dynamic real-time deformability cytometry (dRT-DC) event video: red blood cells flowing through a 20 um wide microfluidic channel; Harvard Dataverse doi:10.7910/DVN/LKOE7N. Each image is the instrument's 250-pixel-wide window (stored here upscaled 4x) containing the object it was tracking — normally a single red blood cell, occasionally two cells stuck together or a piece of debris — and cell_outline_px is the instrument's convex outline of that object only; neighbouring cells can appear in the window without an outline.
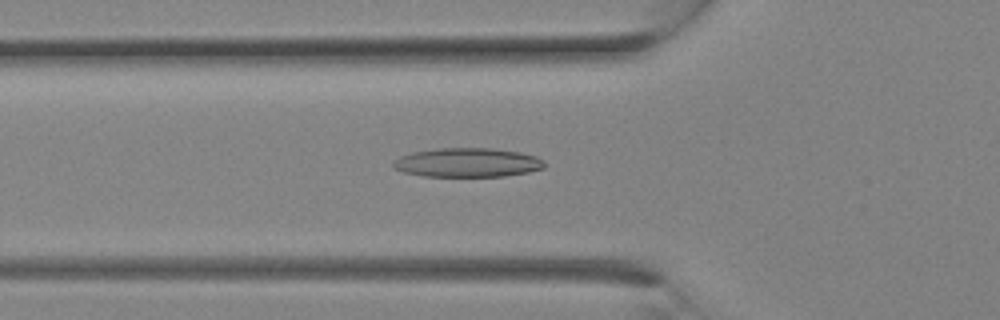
{"species": "Egyptian fruit bat (a non-hibernating species)", "species_latin": "Rousettus aegyptiacus", "temperature_condition": "room temperature", "stored_images_in_passage": 14, "camera_frame_rate_fps": 3000, "um_per_image_px": 0.085, "animal": {"sex": "female"}, "frame": {"image": 1, "passage_image": 10, "time_ms": 3.0, "image_size_px": [1000, 320], "cell_outline_px": [[544, 168], [528, 172], [504, 176], [424, 176], [404, 172], [392, 168], [392, 160], [400, 156], [412, 152], [440, 148], [492, 148], [520, 152], [536, 156], [544, 160]], "centroid_in_image_um": [39.71, 13.81], "position_along_channel_um": 86.1, "area_um2": 25.72}}
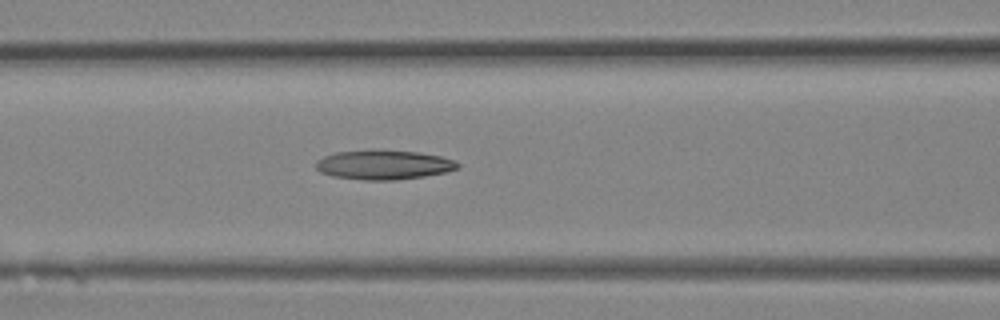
{"frame": {"image": 2, "passage_image": 12, "time_ms": 3.667, "image_size_px": [1000, 320], "cell_outline_px": [[460, 168], [448, 172], [424, 176], [396, 180], [364, 180], [332, 176], [320, 172], [316, 168], [316, 160], [324, 156], [336, 152], [416, 152], [440, 156], [456, 160], [460, 164]], "centroid_in_image_um": [32.66, 14.05], "position_along_channel_um": 133.9, "area_um2": 23.7}}
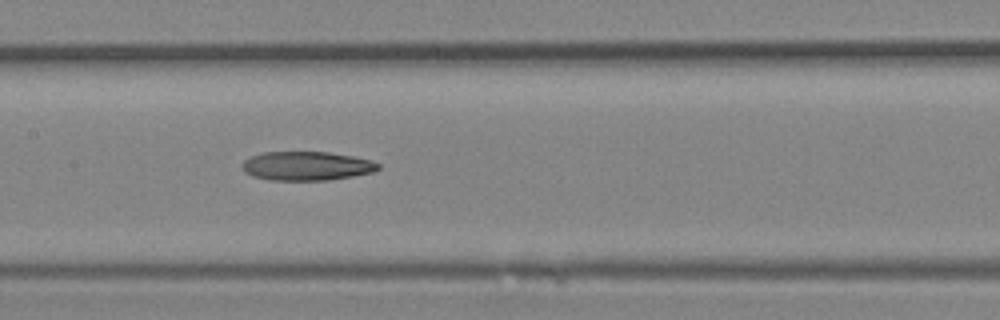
{"frame": {"image": 3, "passage_image": 14, "time_ms": 4.333, "image_size_px": [1000, 320], "cell_outline_px": [[380, 168], [372, 172], [352, 176], [328, 180], [272, 180], [252, 176], [244, 172], [240, 168], [244, 160], [252, 156], [264, 152], [328, 152], [352, 156], [372, 160], [380, 164]], "centroid_in_image_um": [26.05, 14.11], "position_along_channel_um": 181.4, "area_um2": 22.95}}